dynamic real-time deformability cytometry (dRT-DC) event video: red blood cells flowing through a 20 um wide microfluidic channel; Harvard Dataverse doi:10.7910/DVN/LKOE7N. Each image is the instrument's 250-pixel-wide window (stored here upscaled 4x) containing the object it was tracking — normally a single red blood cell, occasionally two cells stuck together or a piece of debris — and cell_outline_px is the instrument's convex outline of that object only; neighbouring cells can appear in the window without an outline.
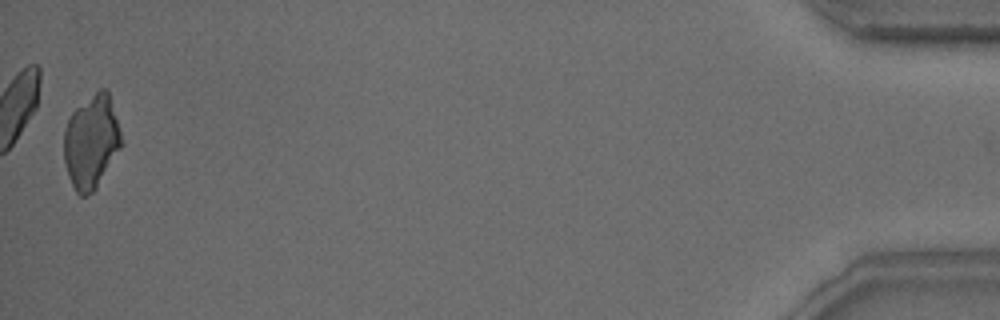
{"species": "common noctule bat (a hibernating species)", "species_latin": "Nyctalus noctula", "temperature_condition": "warm", "stored_images_in_passage": 40, "camera_frame_rate_fps": 3000, "um_per_image_px": 0.085, "animal": {"sex": "male", "body_mass_g": 15.6}, "frame": {"image": 1, "passage_image": 40, "time_ms": 13.0, "image_size_px": [1000, 320], "cell_outline_px": [[124, 144], [96, 188], [92, 192], [84, 196], [80, 196], [76, 192], [68, 176], [64, 160], [64, 132], [68, 120], [72, 112], [76, 108], [100, 88], [104, 88], [108, 92]], "centroid_in_image_um": [7.77, 12.08], "position_along_channel_um": 427.4, "area_um2": 31.1}}